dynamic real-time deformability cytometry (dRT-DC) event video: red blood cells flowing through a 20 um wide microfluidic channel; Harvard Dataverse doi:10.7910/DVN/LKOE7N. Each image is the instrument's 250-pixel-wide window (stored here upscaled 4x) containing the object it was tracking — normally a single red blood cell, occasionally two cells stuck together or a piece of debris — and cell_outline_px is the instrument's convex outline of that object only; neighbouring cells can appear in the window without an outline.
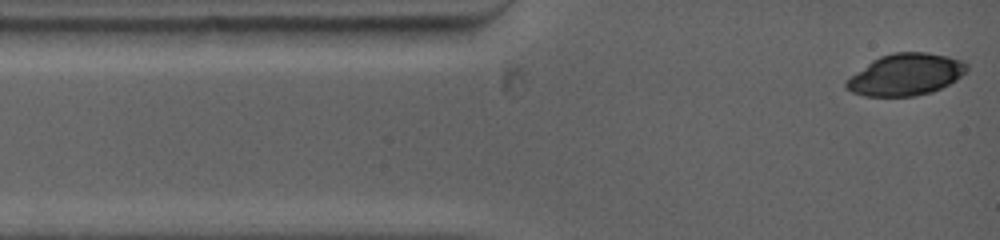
{"species": "common noctule bat (a hibernating species)", "species_latin": "Nyctalus noctula", "temperature_condition": "warm", "stored_images_in_passage": 4, "camera_frame_rate_fps": 5000, "um_per_image_px": 0.085, "animal": {"sex": "female", "body_mass_g": 19.0, "forearm_length_mm": 53.3}, "frame": {"image": 1, "passage_image": 1, "time_ms": 0.0, "image_size_px": [1000, 240], "cell_outline_px": [[968, 72], [956, 80], [932, 92], [916, 96], [864, 96], [852, 92], [844, 84], [844, 80], [872, 60], [880, 56], [892, 52], [928, 52], [948, 56], [960, 60], [968, 64]], "centroid_in_image_um": [76.99, 6.33], "position_along_channel_um": 8.0, "area_um2": 29.54}}